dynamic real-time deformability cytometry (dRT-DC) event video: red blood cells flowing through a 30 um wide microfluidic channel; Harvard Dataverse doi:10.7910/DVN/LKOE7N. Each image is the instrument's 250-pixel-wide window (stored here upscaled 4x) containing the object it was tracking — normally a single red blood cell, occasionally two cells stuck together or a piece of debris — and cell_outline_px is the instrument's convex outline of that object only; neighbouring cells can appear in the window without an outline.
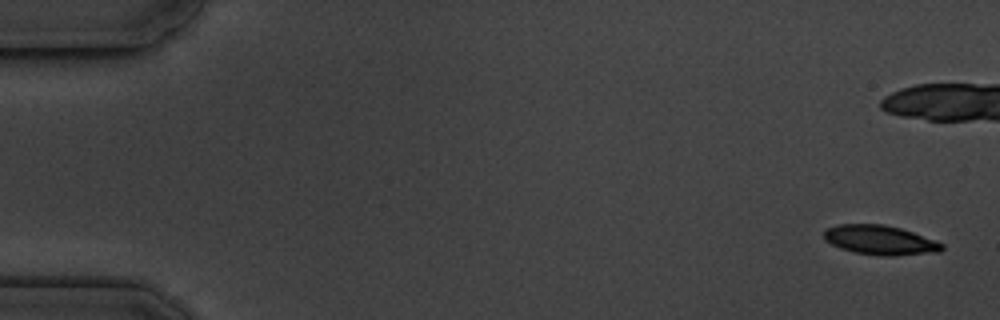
{"species": "common noctule bat (a hibernating species)", "species_latin": "Nyctalus noctula", "temperature_condition": "cold", "stored_images_in_passage": 7, "camera_frame_rate_fps": 3000, "um_per_image_px": 0.085, "animal": {"sex": "male", "body_mass_g": 19.5, "forearm_length_mm": 54.6}, "frame": {"image": 1, "passage_image": 1, "time_ms": 0.0, "image_size_px": [1000, 320], "cell_outline_px": [[944, 248], [940, 252], [892, 256], [880, 256], [856, 252], [840, 248], [824, 240], [824, 228], [836, 224], [884, 224], [900, 228], [912, 232], [944, 244]], "centroid_in_image_um": [74.78, 20.4], "position_along_channel_um": 10.2, "area_um2": 20.29}}